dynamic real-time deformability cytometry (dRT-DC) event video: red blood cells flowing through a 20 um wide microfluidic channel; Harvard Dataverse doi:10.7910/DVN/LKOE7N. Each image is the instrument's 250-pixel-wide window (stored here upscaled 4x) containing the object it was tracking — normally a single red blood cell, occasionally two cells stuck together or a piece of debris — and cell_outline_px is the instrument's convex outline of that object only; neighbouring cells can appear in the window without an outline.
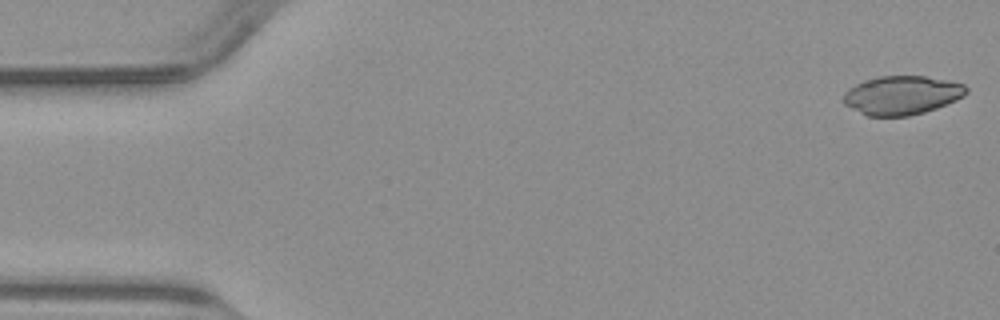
{"species": "common noctule bat (a hibernating species)", "species_latin": "Nyctalus noctula", "temperature_condition": "warm", "stored_images_in_passage": 50, "camera_frame_rate_fps": 3000, "um_per_image_px": 0.085, "animal": {"sex": "male", "body_mass_g": 23.1, "forearm_length_mm": 52.7}, "frame": {"image": 1, "passage_image": 1, "time_ms": 0.0, "image_size_px": [1000, 320], "cell_outline_px": [[968, 92], [964, 96], [956, 100], [936, 108], [924, 112], [908, 116], [868, 116], [844, 104], [840, 100], [844, 92], [848, 88], [864, 80], [880, 76], [928, 76], [948, 80], [964, 84], [968, 88]], "centroid_in_image_um": [76.65, 8.08], "position_along_channel_um": 8.4, "area_um2": 27.98}}
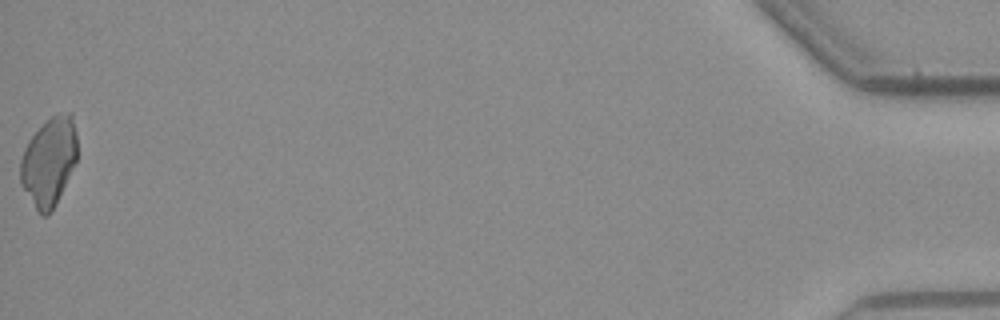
{"frame": {"image": 2, "passage_image": 50, "time_ms": 16.333, "image_size_px": [1000, 320], "cell_outline_px": [[76, 160], [56, 204], [52, 212], [48, 216], [40, 216], [20, 184], [20, 160], [24, 148], [28, 140], [52, 116], [60, 112], [72, 112], [76, 132]], "centroid_in_image_um": [4.15, 13.76], "position_along_channel_um": 431.1, "area_um2": 29.25}}